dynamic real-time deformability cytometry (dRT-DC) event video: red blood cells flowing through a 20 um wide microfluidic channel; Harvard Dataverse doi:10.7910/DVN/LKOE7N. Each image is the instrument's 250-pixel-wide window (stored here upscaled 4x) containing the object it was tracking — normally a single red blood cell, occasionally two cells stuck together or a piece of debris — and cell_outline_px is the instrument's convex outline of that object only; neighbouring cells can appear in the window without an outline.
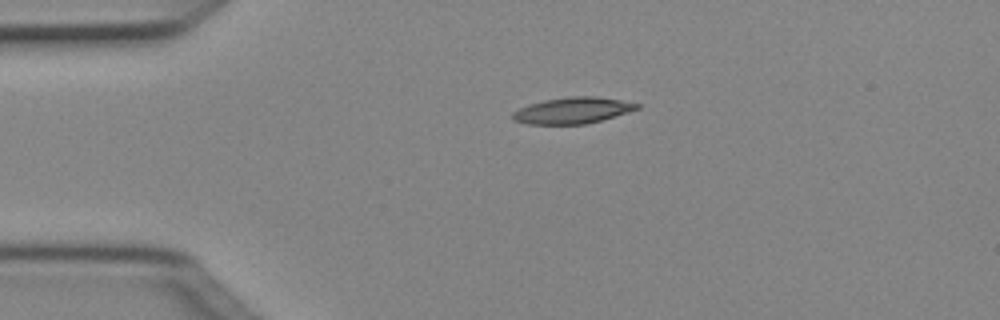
{"species": "Egyptian fruit bat (a non-hibernating species)", "species_latin": "Rousettus aegyptiacus", "temperature_condition": "cold", "stored_images_in_passage": 2, "camera_frame_rate_fps": 3000, "um_per_image_px": 0.085, "animal": {"sex": "female"}, "frame": {"image": 1, "passage_image": 1, "time_ms": 0.0, "image_size_px": [1000, 320], "cell_outline_px": [[640, 108], [628, 112], [600, 120], [584, 124], [528, 124], [512, 120], [512, 112], [528, 104], [544, 100], [568, 96], [596, 96], [620, 100], [640, 104]], "centroid_in_image_um": [48.64, 9.38], "position_along_channel_um": 36.4, "area_um2": 18.96}}